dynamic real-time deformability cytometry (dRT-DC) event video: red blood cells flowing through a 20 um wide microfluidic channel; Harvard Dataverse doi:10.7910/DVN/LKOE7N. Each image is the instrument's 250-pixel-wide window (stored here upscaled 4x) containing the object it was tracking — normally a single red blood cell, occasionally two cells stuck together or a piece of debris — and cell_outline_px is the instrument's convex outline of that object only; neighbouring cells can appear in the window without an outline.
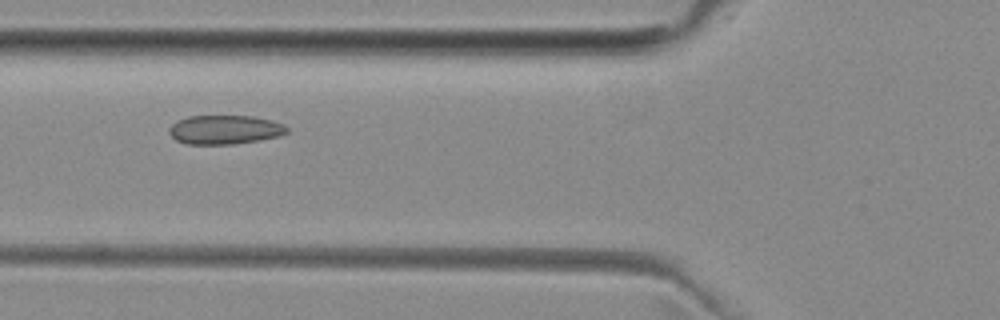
{"species": "common noctule bat (a hibernating species)", "species_latin": "Nyctalus noctula", "temperature_condition": "room temperature", "stored_images_in_passage": 7, "camera_frame_rate_fps": 3000, "um_per_image_px": 0.085, "animal": {"sex": "female", "body_mass_g": 29.2, "forearm_length_mm": 56.3}, "frame": {"image": 1, "passage_image": 4, "time_ms": 3.333, "image_size_px": [1000, 320], "cell_outline_px": [[288, 132], [280, 136], [232, 144], [188, 144], [176, 140], [168, 132], [168, 128], [172, 124], [188, 116], [252, 116], [272, 120], [284, 124], [288, 128]], "centroid_in_image_um": [19.12, 11.02], "position_along_channel_um": 106.7, "area_um2": 19.83}}
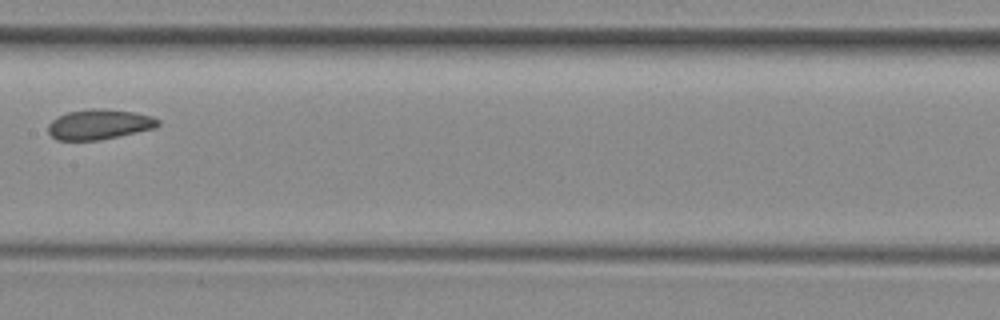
{"frame": {"image": 2, "passage_image": 6, "time_ms": 5.667, "image_size_px": [1000, 320], "cell_outline_px": [[160, 124], [156, 128], [100, 140], [56, 140], [48, 132], [48, 124], [56, 116], [68, 112], [92, 108], [104, 108], [132, 112], [152, 116], [160, 120]], "centroid_in_image_um": [8.43, 10.57], "position_along_channel_um": 199.0, "area_um2": 19.42}}
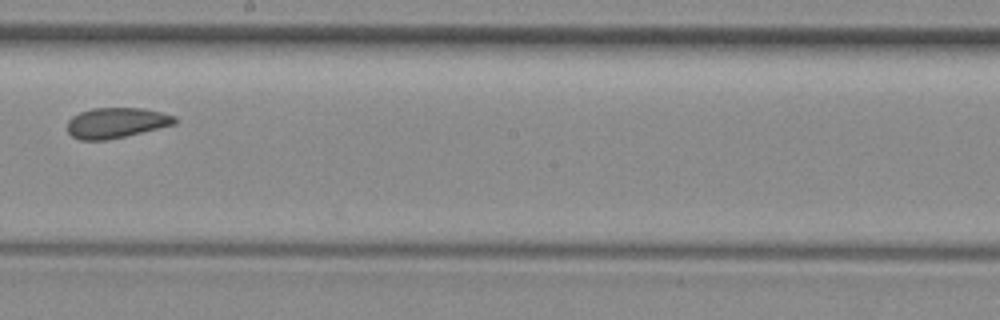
{"frame": {"image": 3, "passage_image": 7, "time_ms": 6.667, "image_size_px": [1000, 320], "cell_outline_px": [[176, 124], [124, 136], [104, 140], [80, 140], [72, 136], [68, 132], [68, 120], [72, 116], [80, 112], [92, 108], [144, 108], [176, 116]], "centroid_in_image_um": [9.87, 10.43], "position_along_channel_um": 238.3, "area_um2": 18.9}}